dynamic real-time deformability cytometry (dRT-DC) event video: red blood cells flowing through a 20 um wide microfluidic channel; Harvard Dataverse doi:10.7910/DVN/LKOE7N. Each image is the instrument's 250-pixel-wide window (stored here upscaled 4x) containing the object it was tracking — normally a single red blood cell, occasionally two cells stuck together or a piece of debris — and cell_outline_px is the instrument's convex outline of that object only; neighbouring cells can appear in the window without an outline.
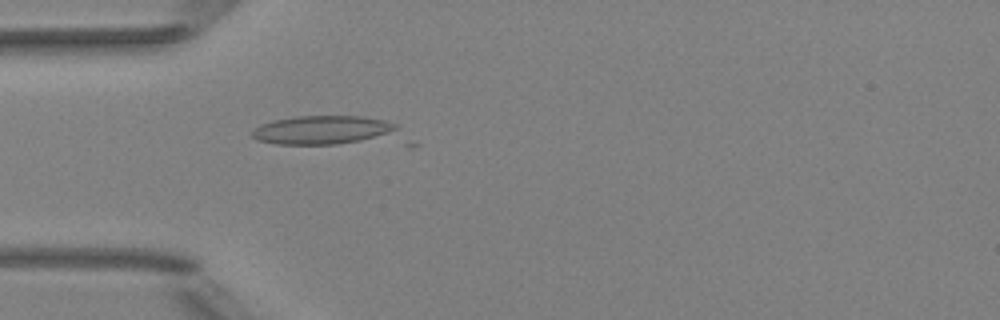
{"species": "Egyptian fruit bat (a non-hibernating species)", "species_latin": "Rousettus aegyptiacus", "temperature_condition": "room temperature", "stored_images_in_passage": 5, "camera_frame_rate_fps": 3000, "um_per_image_px": 0.085, "animal": {"sex": "female"}, "frame": {"image": 1, "passage_image": 5, "time_ms": 1.333, "image_size_px": [1000, 320], "cell_outline_px": [[396, 128], [388, 132], [360, 140], [336, 144], [276, 144], [256, 140], [252, 136], [252, 132], [260, 124], [272, 120], [296, 116], [364, 116], [384, 120], [396, 124]], "centroid_in_image_um": [27.26, 11.03], "position_along_channel_um": 57.7, "area_um2": 23.52}}